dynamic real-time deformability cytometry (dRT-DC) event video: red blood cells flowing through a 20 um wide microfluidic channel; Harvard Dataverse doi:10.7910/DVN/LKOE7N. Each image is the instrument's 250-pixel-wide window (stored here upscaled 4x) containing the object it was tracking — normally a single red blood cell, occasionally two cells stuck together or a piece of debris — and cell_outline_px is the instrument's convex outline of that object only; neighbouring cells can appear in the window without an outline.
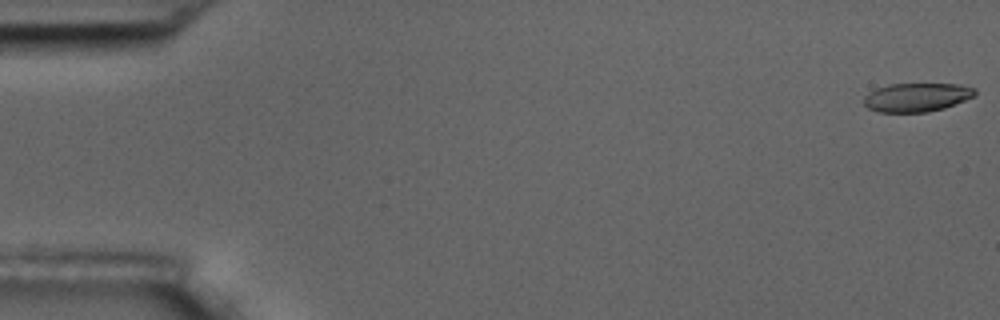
{"species": "common noctule bat (a hibernating species)", "species_latin": "Nyctalus noctula", "temperature_condition": "room temperature", "stored_images_in_passage": 4, "camera_frame_rate_fps": 3000, "um_per_image_px": 0.085, "animal": {"sex": "male", "body_mass_g": 17.5, "forearm_length_mm": 52.3}, "frame": {"image": 1, "passage_image": 1, "time_ms": 0.0, "image_size_px": [1000, 320], "cell_outline_px": [[976, 96], [944, 108], [928, 112], [880, 112], [868, 108], [864, 104], [864, 96], [868, 92], [876, 88], [888, 84], [960, 84], [976, 88]], "centroid_in_image_um": [77.93, 8.26], "position_along_channel_um": 7.1, "area_um2": 18.73}}